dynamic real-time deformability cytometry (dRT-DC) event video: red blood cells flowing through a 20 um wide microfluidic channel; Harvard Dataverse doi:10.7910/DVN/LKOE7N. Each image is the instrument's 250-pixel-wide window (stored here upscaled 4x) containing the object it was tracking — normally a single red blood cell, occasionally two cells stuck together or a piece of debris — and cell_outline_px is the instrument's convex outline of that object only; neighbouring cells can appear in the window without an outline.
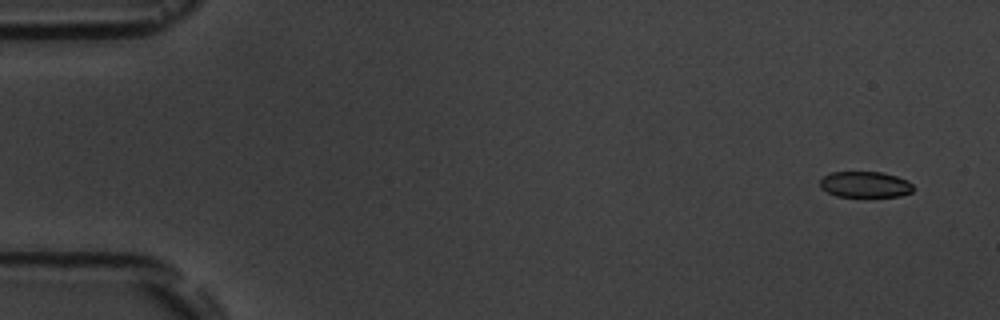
{"species": "common noctule bat (a hibernating species)", "species_latin": "Nyctalus noctula", "temperature_condition": "room temperature", "stored_images_in_passage": 5, "camera_frame_rate_fps": 3000, "um_per_image_px": 0.085, "animal": {"sex": "male", "body_mass_g": 19.5, "forearm_length_mm": 54.6}, "frame": {"image": 1, "passage_image": 1, "time_ms": 0.0, "image_size_px": [1000, 320], "cell_outline_px": [[912, 192], [900, 196], [836, 196], [820, 188], [820, 180], [824, 176], [832, 172], [880, 172], [896, 176], [908, 180], [912, 184]], "centroid_in_image_um": [73.53, 15.67], "position_along_channel_um": 11.5, "area_um2": 13.99}}
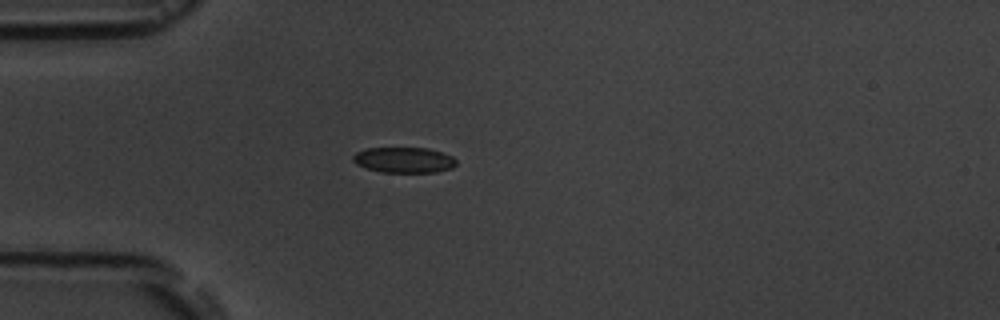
{"frame": {"image": 2, "passage_image": 4, "time_ms": 4.333, "image_size_px": [1000, 320], "cell_outline_px": [[456, 164], [452, 168], [436, 172], [380, 172], [364, 168], [356, 164], [352, 160], [352, 156], [356, 152], [368, 148], [428, 148], [452, 156], [456, 160]], "centroid_in_image_um": [34.3, 13.6], "position_along_channel_um": 50.7, "area_um2": 15.43}}